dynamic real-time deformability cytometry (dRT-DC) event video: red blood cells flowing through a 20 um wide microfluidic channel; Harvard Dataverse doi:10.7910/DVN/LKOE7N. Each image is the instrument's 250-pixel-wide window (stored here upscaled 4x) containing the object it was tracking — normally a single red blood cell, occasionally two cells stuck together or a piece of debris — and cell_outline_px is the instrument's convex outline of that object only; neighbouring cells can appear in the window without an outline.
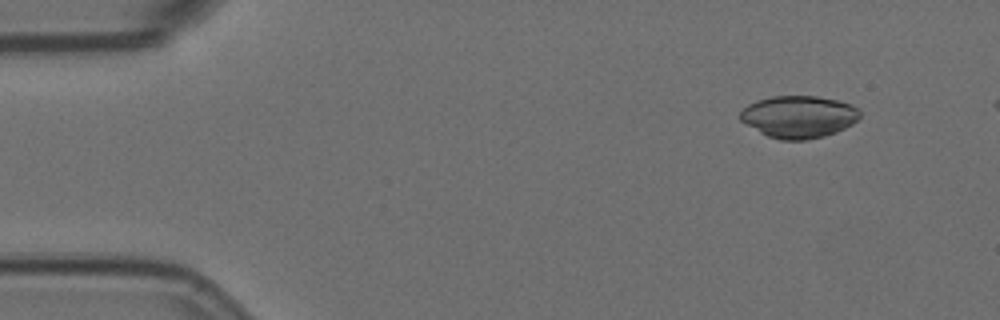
{"species": "Egyptian fruit bat (a non-hibernating species)", "species_latin": "Rousettus aegyptiacus", "temperature_condition": "room temperature", "stored_images_in_passage": 7, "camera_frame_rate_fps": 3000, "um_per_image_px": 0.085, "animal": {"sex": "female"}, "frame": {"image": 1, "passage_image": 2, "time_ms": 0.333, "image_size_px": [1000, 320], "cell_outline_px": [[860, 116], [852, 124], [836, 132], [824, 136], [808, 140], [780, 140], [768, 136], [760, 132], [740, 120], [740, 112], [748, 104], [756, 100], [772, 96], [816, 96], [836, 100], [852, 104], [860, 112]], "centroid_in_image_um": [67.88, 9.92], "position_along_channel_um": 17.1, "area_um2": 29.36}}